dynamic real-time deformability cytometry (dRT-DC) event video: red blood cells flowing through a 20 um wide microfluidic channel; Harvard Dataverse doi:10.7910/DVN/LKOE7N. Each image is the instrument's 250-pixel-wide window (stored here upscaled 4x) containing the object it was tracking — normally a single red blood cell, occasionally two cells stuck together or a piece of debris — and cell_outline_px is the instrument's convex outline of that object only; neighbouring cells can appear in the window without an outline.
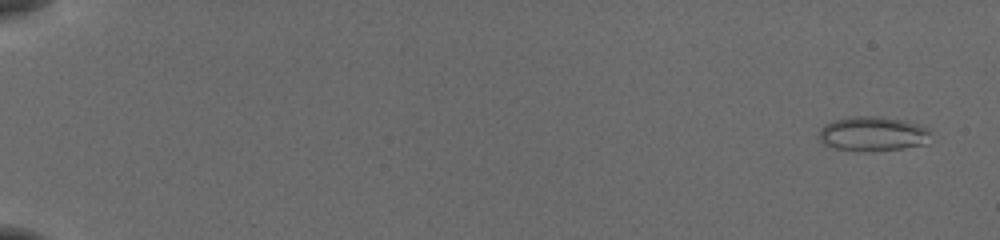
{"species": "common noctule bat (a hibernating species)", "species_latin": "Nyctalus noctula", "temperature_condition": "cold", "stored_images_in_passage": 54, "camera_frame_rate_fps": 3000, "um_per_image_px": 0.085, "animal": {"sex": "female", "body_mass_g": 19.5, "forearm_length_mm": 54.1}, "frame": {"image": 1, "passage_image": 1, "time_ms": 0.0, "image_size_px": [1000, 240], "cell_outline_px": [[928, 144], [904, 148], [872, 152], [836, 148], [824, 144], [820, 140], [820, 128], [824, 124], [832, 120], [856, 116], [880, 116], [904, 120], [928, 128]], "centroid_in_image_um": [74.18, 11.38], "position_along_channel_um": 10.8, "area_um2": 22.54}}
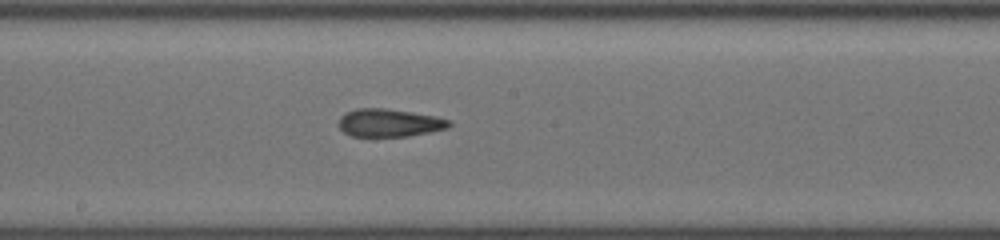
{"frame": {"image": 2, "passage_image": 31, "time_ms": 10.0, "image_size_px": [1000, 240], "cell_outline_px": [[452, 124], [448, 128], [408, 136], [352, 136], [344, 132], [340, 128], [340, 116], [344, 112], [356, 108], [384, 108], [412, 112], [436, 116], [452, 120]], "centroid_in_image_um": [33.11, 10.43], "position_along_channel_um": 215.1, "area_um2": 17.98}}
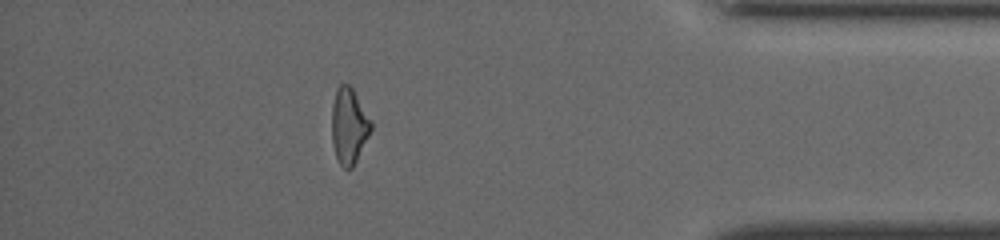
{"frame": {"image": 3, "passage_image": 48, "time_ms": 15.667, "image_size_px": [1000, 240], "cell_outline_px": [[372, 128], [352, 168], [344, 168], [340, 164], [336, 156], [332, 144], [332, 104], [336, 88], [340, 84], [348, 84], [352, 88], [372, 120]], "centroid_in_image_um": [29.65, 10.67], "position_along_channel_um": 405.5, "area_um2": 17.22}, "authors_computed_cell_mechanics": {"area_um2": 17.9469, "velocity_mm_per_s": 3.9021, "shape_relaxation_time_tau1_ms": null, "shape_relaxation_time_tau2_ms": 2.9941, "deformation_change_tau1": null, "deformation_change_tau2": 0.1307}}